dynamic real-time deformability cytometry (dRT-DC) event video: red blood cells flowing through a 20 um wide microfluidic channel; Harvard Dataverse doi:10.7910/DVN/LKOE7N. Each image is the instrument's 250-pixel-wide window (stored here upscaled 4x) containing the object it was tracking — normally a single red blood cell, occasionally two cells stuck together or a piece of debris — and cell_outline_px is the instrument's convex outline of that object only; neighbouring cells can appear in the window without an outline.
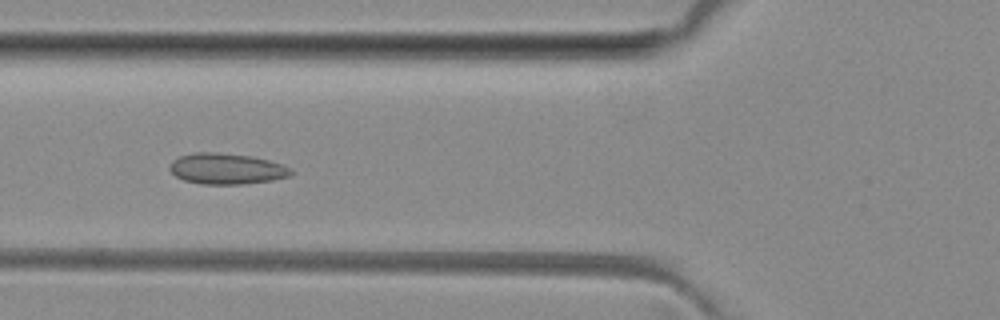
{"species": "common noctule bat (a hibernating species)", "species_latin": "Nyctalus noctula", "temperature_condition": "room temperature", "stored_images_in_passage": 7, "camera_frame_rate_fps": 3000, "um_per_image_px": 0.085, "animal": {"sex": "female", "body_mass_g": 29.2, "forearm_length_mm": 56.3}, "frame": {"image": 1, "passage_image": 5, "time_ms": 5.333, "image_size_px": [1000, 320], "cell_outline_px": [[296, 172], [288, 176], [272, 180], [244, 184], [200, 184], [184, 180], [176, 176], [168, 168], [172, 160], [180, 156], [192, 152], [216, 152], [252, 156], [268, 160], [292, 168]], "centroid_in_image_um": [19.25, 14.34], "position_along_channel_um": 106.5, "area_um2": 21.96}}
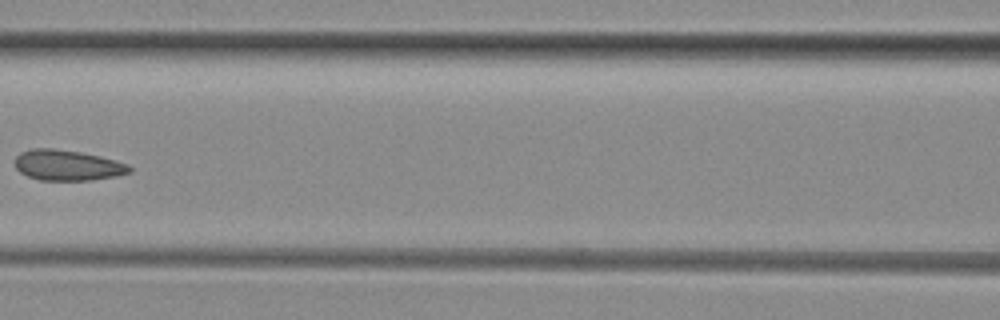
{"frame": {"image": 2, "passage_image": 6, "time_ms": 6.667, "image_size_px": [1000, 320], "cell_outline_px": [[132, 172], [116, 176], [92, 180], [40, 180], [28, 176], [20, 172], [16, 168], [16, 156], [20, 152], [32, 148], [52, 148], [80, 152], [100, 156], [128, 164], [132, 168]], "centroid_in_image_um": [5.74, 14.04], "position_along_channel_um": 160.9, "area_um2": 20.4}}
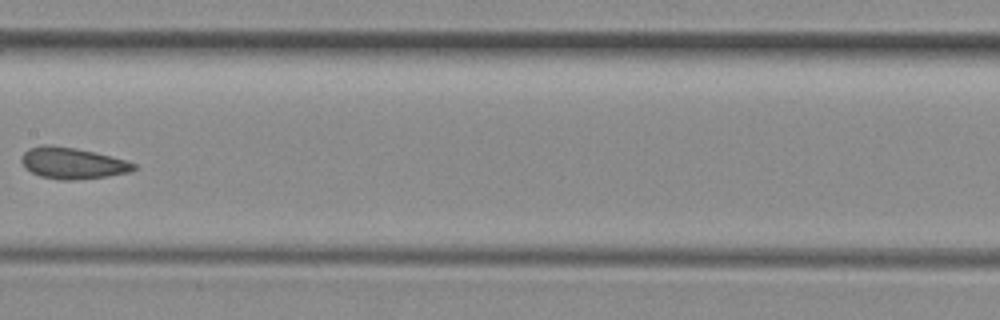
{"frame": {"image": 3, "passage_image": 7, "time_ms": 7.667, "image_size_px": [1000, 320], "cell_outline_px": [[136, 168], [132, 172], [108, 176], [72, 180], [60, 180], [40, 176], [32, 172], [20, 160], [24, 152], [28, 148], [44, 144], [48, 144], [76, 148], [112, 156], [136, 164]], "centroid_in_image_um": [6.18, 13.86], "position_along_channel_um": 201.2, "area_um2": 20.46}}